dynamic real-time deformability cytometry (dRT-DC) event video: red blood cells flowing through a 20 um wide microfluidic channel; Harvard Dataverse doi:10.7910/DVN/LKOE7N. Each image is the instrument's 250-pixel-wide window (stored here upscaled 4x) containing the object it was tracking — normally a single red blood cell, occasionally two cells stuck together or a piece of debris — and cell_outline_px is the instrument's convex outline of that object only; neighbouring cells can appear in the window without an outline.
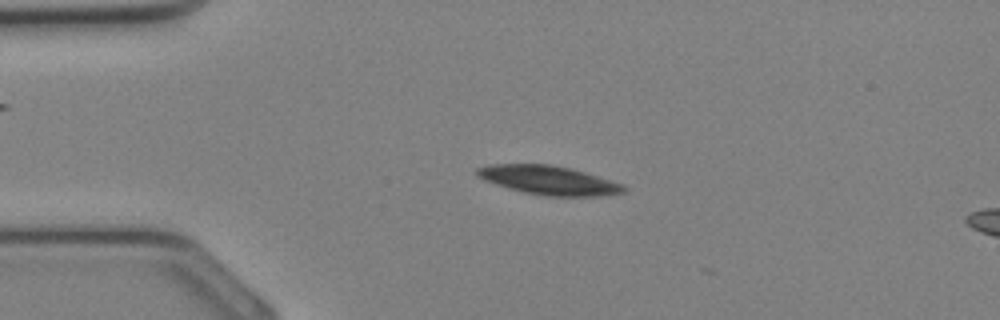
{"species": "Egyptian fruit bat (a non-hibernating species)", "species_latin": "Rousettus aegyptiacus", "temperature_condition": "cold", "stored_images_in_passage": 11, "camera_frame_rate_fps": 3000, "um_per_image_px": 0.085, "animal": {"sex": "female"}, "frame": {"image": 1, "passage_image": 7, "time_ms": 2.0, "image_size_px": [1000, 320], "cell_outline_px": [[628, 188], [624, 192], [604, 196], [544, 196], [524, 192], [508, 188], [484, 180], [476, 176], [476, 168], [488, 164], [552, 164], [584, 172], [624, 184]], "centroid_in_image_um": [46.64, 15.32], "position_along_channel_um": 38.4, "area_um2": 24.8}}